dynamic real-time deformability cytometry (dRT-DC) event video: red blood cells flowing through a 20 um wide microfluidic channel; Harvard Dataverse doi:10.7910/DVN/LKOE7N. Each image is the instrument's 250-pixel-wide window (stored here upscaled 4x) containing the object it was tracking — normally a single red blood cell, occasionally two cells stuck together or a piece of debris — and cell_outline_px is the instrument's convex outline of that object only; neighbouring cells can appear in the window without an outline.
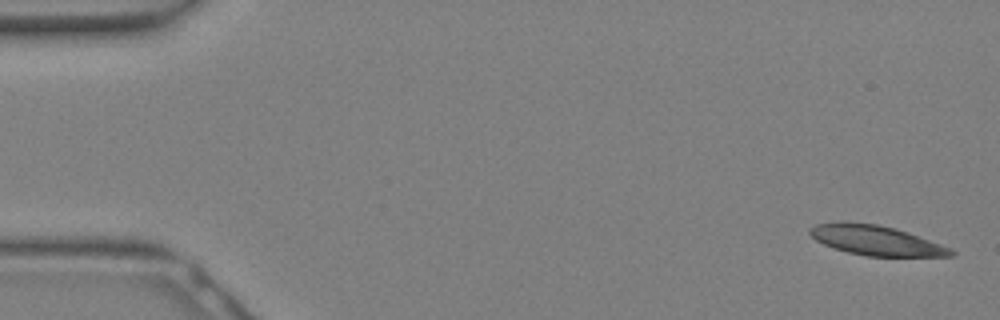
{"species": "Egyptian fruit bat (a non-hibernating species)", "species_latin": "Rousettus aegyptiacus", "temperature_condition": "warm", "stored_images_in_passage": 8, "camera_frame_rate_fps": 3000, "um_per_image_px": 0.085, "animal": {"sex": "female"}, "frame": {"image": 1, "passage_image": 1, "time_ms": 0.0, "image_size_px": [1000, 320], "cell_outline_px": [[956, 252], [952, 256], [864, 256], [848, 252], [824, 244], [816, 240], [808, 232], [816, 224], [840, 220], [844, 220], [876, 224], [896, 228], [908, 232], [952, 248]], "centroid_in_image_um": [74.46, 20.41], "position_along_channel_um": 10.5, "area_um2": 24.62}}